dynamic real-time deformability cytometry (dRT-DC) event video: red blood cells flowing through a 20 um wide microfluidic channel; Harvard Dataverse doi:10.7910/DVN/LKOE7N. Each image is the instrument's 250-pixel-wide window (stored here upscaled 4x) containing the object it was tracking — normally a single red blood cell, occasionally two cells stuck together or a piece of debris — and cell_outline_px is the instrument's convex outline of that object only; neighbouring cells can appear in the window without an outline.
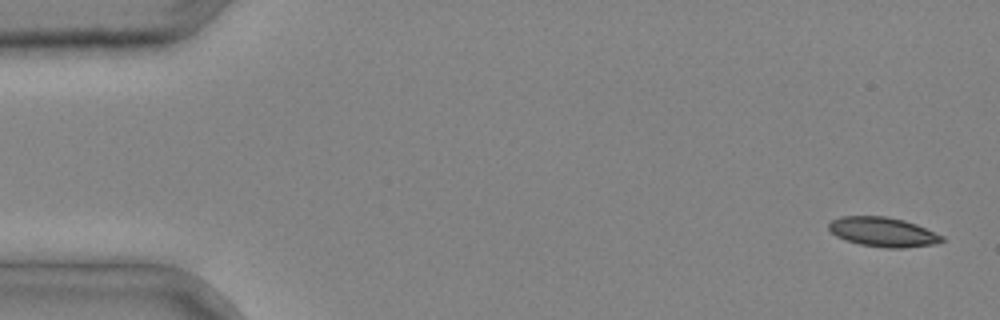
{"species": "common noctule bat (a hibernating species)", "species_latin": "Nyctalus noctula", "temperature_condition": "cold", "stored_images_in_passage": 4, "segment_of_instrument_passage": [1, 2], "camera_frame_rate_fps": 3000, "um_per_image_px": 0.085, "animal": {"sex": "male", "body_mass_g": 20.4}, "frame": {"image": 1, "passage_image": 1, "time_ms": 0.0, "image_size_px": [1000, 320], "cell_outline_px": [[944, 240], [936, 244], [900, 248], [884, 248], [860, 244], [836, 236], [828, 228], [828, 224], [832, 220], [840, 216], [884, 216], [904, 220], [916, 224], [944, 236]], "centroid_in_image_um": [75.06, 19.71], "position_along_channel_um": 9.9, "area_um2": 19.36}}
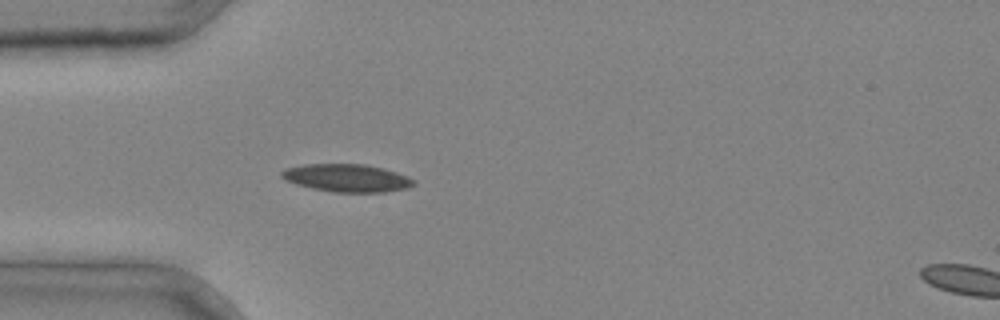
{"frame": {"image": 2, "passage_image": 3, "time_ms": 0.667, "image_size_px": [1000, 320], "cell_outline_px": [[416, 184], [408, 188], [384, 192], [332, 192], [312, 188], [296, 184], [284, 180], [280, 176], [280, 172], [284, 168], [304, 164], [368, 164], [384, 168], [408, 176], [416, 180]], "centroid_in_image_um": [29.49, 15.12], "position_along_channel_um": 55.5, "area_um2": 21.68}}